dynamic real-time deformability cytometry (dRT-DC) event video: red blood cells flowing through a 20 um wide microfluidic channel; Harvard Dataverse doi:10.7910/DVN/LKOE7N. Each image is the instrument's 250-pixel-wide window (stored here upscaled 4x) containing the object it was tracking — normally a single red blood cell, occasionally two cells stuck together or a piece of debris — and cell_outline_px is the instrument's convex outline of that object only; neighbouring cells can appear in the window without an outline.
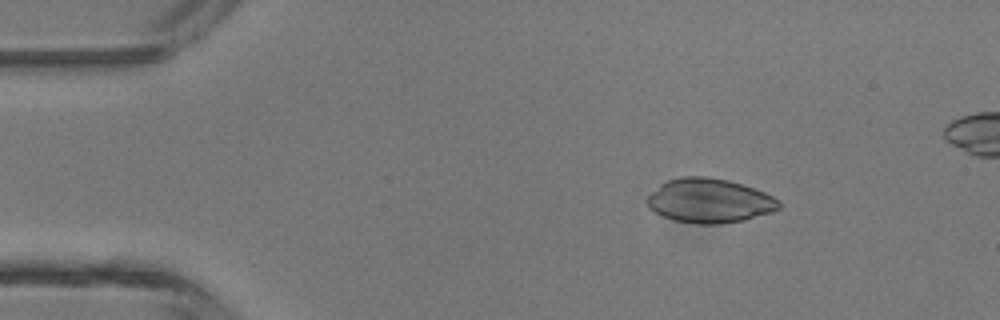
{"species": "common noctule bat (a hibernating species)", "species_latin": "Nyctalus noctula", "temperature_condition": "room temperature", "stored_images_in_passage": 27, "camera_frame_rate_fps": 3000, "um_per_image_px": 0.085, "animal": {"sex": "male", "body_mass_g": 13.3}, "frame": {"image": 1, "passage_image": 6, "time_ms": 1.667, "image_size_px": [1000, 320], "cell_outline_px": [[780, 208], [772, 212], [744, 220], [720, 224], [696, 224], [676, 220], [664, 216], [648, 208], [644, 200], [660, 184], [668, 180], [680, 176], [708, 176], [728, 180], [764, 192], [780, 200]], "centroid_in_image_um": [60.29, 17.06], "position_along_channel_um": 24.7, "area_um2": 34.04}}
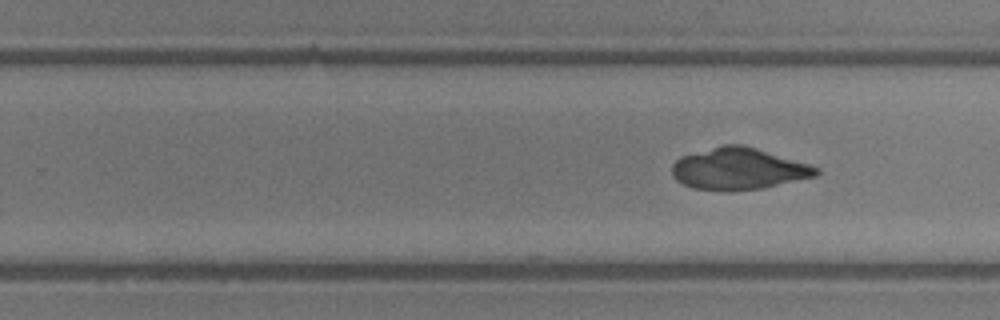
{"frame": {"image": 2, "passage_image": 27, "time_ms": 8.667, "image_size_px": [1000, 320], "cell_outline_px": [[820, 172], [816, 176], [760, 188], [692, 188], [676, 180], [672, 176], [672, 164], [680, 156], [724, 144], [740, 144], [756, 148], [808, 164], [820, 168]], "centroid_in_image_um": [62.76, 14.3], "position_along_channel_um": 267.0, "area_um2": 33.99}}